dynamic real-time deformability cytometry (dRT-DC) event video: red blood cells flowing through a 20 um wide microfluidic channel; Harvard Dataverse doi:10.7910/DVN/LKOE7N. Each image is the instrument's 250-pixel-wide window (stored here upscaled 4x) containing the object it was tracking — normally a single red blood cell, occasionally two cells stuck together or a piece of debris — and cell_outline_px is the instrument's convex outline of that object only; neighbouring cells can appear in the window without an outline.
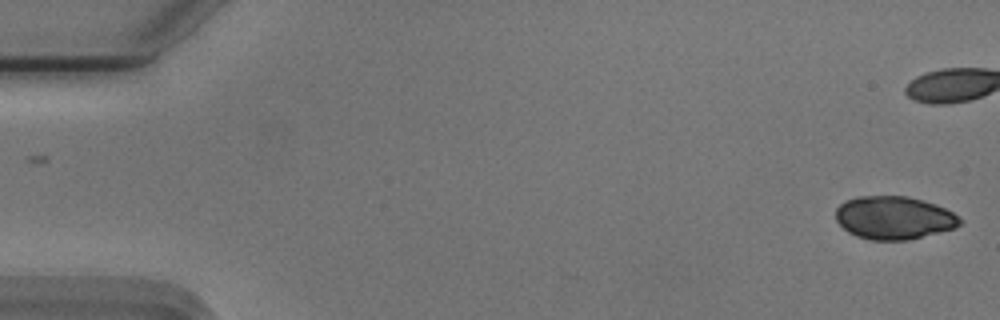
{"species": "Egyptian fruit bat (a non-hibernating species)", "species_latin": "Rousettus aegyptiacus", "temperature_condition": "cold", "stored_images_in_passage": 38, "camera_frame_rate_fps": 3000, "um_per_image_px": 0.085, "animal": {"sex": "male"}, "frame": {"image": 1, "passage_image": 1, "time_ms": 0.0, "image_size_px": [1000, 320], "cell_outline_px": [[964, 220], [956, 228], [908, 240], [872, 240], [856, 236], [848, 232], [836, 220], [836, 208], [840, 204], [848, 200], [860, 196], [908, 196], [936, 204], [952, 212]], "centroid_in_image_um": [76.01, 18.51], "position_along_channel_um": 9.0, "area_um2": 31.15}}